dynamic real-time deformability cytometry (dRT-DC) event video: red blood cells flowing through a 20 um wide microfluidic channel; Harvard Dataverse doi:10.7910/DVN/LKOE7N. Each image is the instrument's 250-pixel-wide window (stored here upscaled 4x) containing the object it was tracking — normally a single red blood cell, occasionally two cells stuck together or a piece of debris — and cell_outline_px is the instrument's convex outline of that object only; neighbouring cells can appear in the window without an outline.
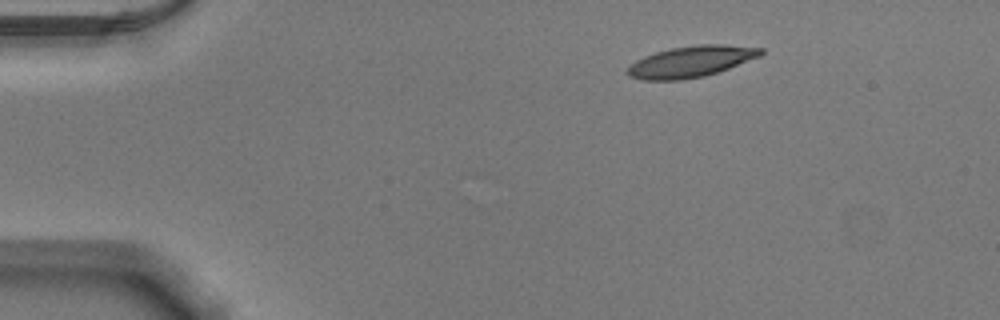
{"species": "Egyptian fruit bat (a non-hibernating species)", "species_latin": "Rousettus aegyptiacus", "temperature_condition": "warm", "stored_images_in_passage": 45, "camera_frame_rate_fps": 3000, "um_per_image_px": 0.085, "animal": {"sex": "male"}, "frame": {"image": 1, "passage_image": 1, "time_ms": 0.0, "image_size_px": [1000, 320], "cell_outline_px": [[764, 52], [760, 56], [728, 68], [704, 76], [680, 80], [644, 80], [628, 76], [624, 72], [636, 60], [644, 56], [656, 52], [672, 48], [700, 44], [724, 44], [764, 48]], "centroid_in_image_um": [58.72, 5.23], "position_along_channel_um": 26.3, "area_um2": 24.1}}
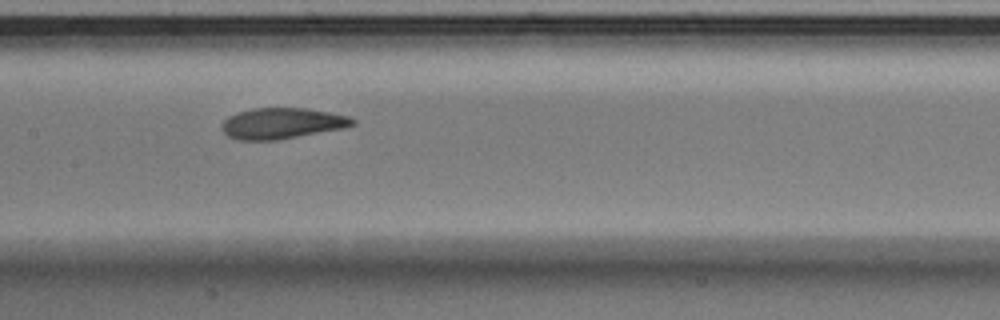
{"frame": {"image": 2, "passage_image": 19, "time_ms": 6.0, "image_size_px": [1000, 320], "cell_outline_px": [[356, 124], [344, 128], [276, 140], [236, 140], [228, 136], [220, 128], [220, 124], [228, 116], [236, 112], [252, 108], [304, 108], [328, 112], [348, 116], [356, 120]], "centroid_in_image_um": [23.92, 10.48], "position_along_channel_um": 183.5, "area_um2": 23.64}}
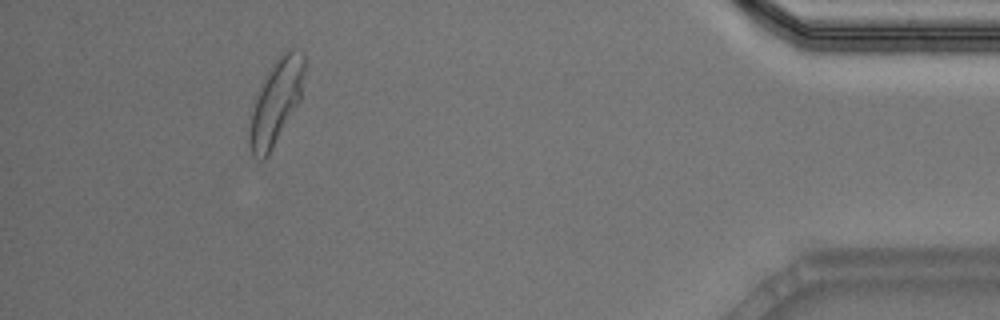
{"frame": {"image": 3, "passage_image": 41, "time_ms": 13.333, "image_size_px": [1000, 320], "cell_outline_px": [[304, 72], [300, 100], [268, 156], [264, 160], [260, 160], [252, 156], [248, 140], [248, 136], [252, 112], [260, 88], [268, 72], [276, 60], [288, 48], [292, 48], [304, 52]], "centroid_in_image_um": [23.47, 8.69], "position_along_channel_um": 411.7, "area_um2": 26.47}, "authors_computed_cell_mechanics": {"area_um2": 24.276, "velocity_mm_per_s": 3.8596, "shape_relaxation_time_tau1_ms": 4.61, "shape_relaxation_time_tau2_ms": 1.7858, "deformation_change_tau1": 0.1887, "deformation_change_tau2": 0.0786}}